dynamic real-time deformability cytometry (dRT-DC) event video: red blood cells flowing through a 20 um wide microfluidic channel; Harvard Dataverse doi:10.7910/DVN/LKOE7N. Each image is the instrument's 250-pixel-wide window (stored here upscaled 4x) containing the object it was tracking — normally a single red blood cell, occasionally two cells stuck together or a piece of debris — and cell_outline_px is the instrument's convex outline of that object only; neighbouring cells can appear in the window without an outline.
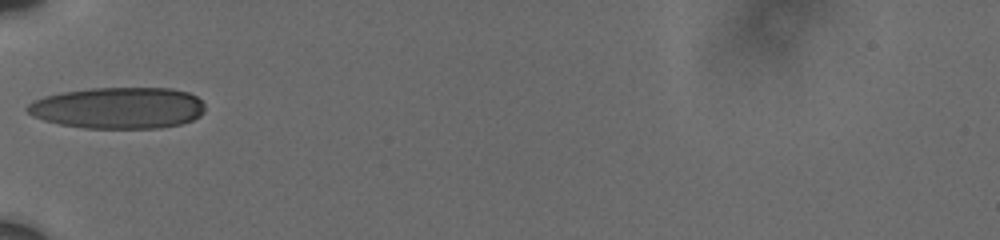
{"species": "human", "species_latin": "Homo sapiens", "temperature_condition": "cold", "stored_images_in_passage": 2, "camera_frame_rate_fps": 3000, "um_per_image_px": 0.085, "donor": {"sex": "male"}, "frame": {"image": 1, "passage_image": 1, "time_ms": 0.0, "image_size_px": [1000, 240], "cell_outline_px": [[204, 112], [200, 116], [192, 120], [180, 124], [160, 128], [84, 128], [60, 124], [44, 120], [32, 116], [24, 108], [28, 104], [44, 96], [64, 92], [92, 88], [172, 88], [188, 92], [196, 96], [204, 104]], "centroid_in_image_um": [10.06, 9.17], "position_along_channel_um": 74.9, "area_um2": 42.95}}
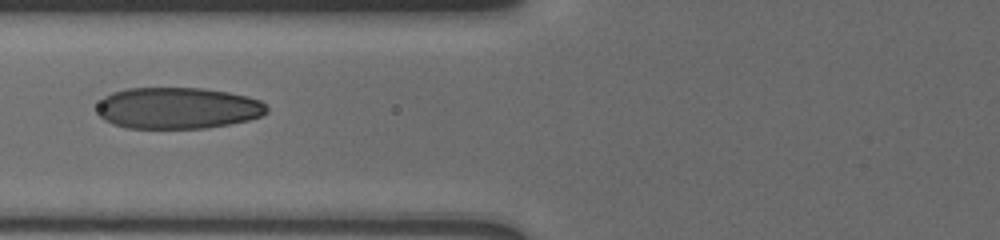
{"frame": {"image": 2, "passage_image": 2, "time_ms": 1.0, "image_size_px": [1000, 240], "cell_outline_px": [[268, 112], [260, 116], [248, 120], [228, 124], [204, 128], [128, 128], [112, 124], [104, 120], [96, 112], [96, 108], [100, 100], [104, 96], [112, 92], [124, 88], [204, 88], [228, 92], [248, 96], [260, 100], [268, 108]], "centroid_in_image_um": [15.07, 9.18], "position_along_channel_um": 110.7, "area_um2": 41.27}}